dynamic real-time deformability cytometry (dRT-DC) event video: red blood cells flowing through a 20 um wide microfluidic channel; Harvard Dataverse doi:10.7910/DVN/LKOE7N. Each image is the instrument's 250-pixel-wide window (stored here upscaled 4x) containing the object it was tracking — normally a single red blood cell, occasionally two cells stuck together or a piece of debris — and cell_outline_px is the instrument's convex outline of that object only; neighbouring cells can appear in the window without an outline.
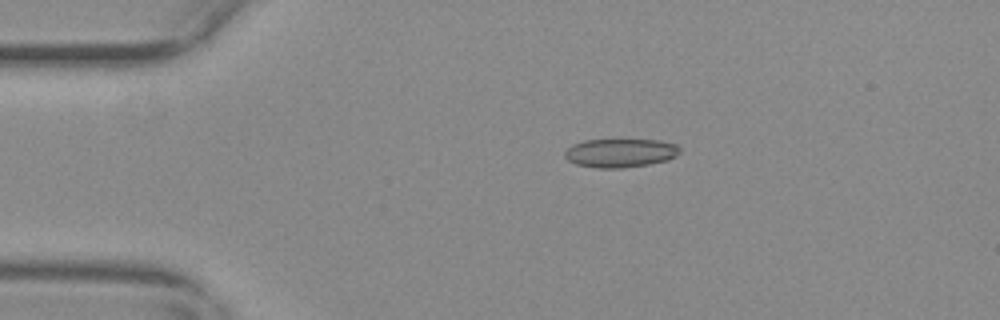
{"species": "common noctule bat (a hibernating species)", "species_latin": "Nyctalus noctula", "temperature_condition": "warm", "stored_images_in_passage": 46, "camera_frame_rate_fps": 3000, "um_per_image_px": 0.085, "animal": {"sex": "female", "body_mass_g": 29.2, "forearm_length_mm": 56.3}, "frame": {"image": 1, "passage_image": 2, "time_ms": 0.333, "image_size_px": [1000, 320], "cell_outline_px": [[680, 152], [676, 156], [668, 160], [648, 164], [624, 168], [596, 168], [576, 164], [568, 160], [564, 156], [564, 152], [572, 144], [584, 140], [660, 140], [676, 144], [680, 148]], "centroid_in_image_um": [52.73, 13.0], "position_along_channel_um": 32.3, "area_um2": 19.31}}
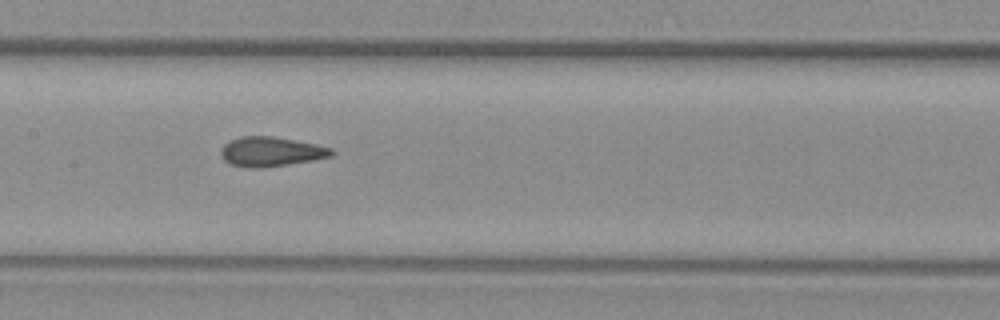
{"frame": {"image": 2, "passage_image": 18, "time_ms": 5.667, "image_size_px": [1000, 320], "cell_outline_px": [[336, 152], [332, 156], [312, 160], [256, 168], [244, 168], [232, 164], [224, 160], [220, 156], [220, 148], [228, 140], [240, 136], [272, 136], [316, 144], [332, 148]], "centroid_in_image_um": [22.99, 12.88], "position_along_channel_um": 184.4, "area_um2": 19.07}}
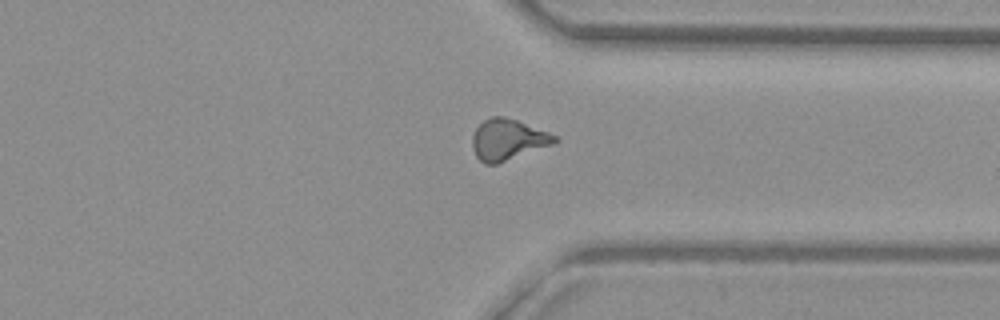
{"frame": {"image": 3, "passage_image": 33, "time_ms": 10.667, "image_size_px": [1000, 320], "cell_outline_px": [[560, 140], [552, 144], [496, 164], [484, 164], [476, 156], [472, 148], [472, 136], [476, 128], [484, 120], [492, 116], [504, 116], [516, 120], [548, 132], [556, 136]], "centroid_in_image_um": [43.13, 11.86], "position_along_channel_um": 368.3, "area_um2": 19.42}, "authors_computed_cell_mechanics": {"area_um2": 18.9873, "velocity_mm_per_s": 3.7093, "shape_relaxation_time_tau1_ms": null, "shape_relaxation_time_tau2_ms": 1.8564, "deformation_change_tau1": null, "deformation_change_tau2": 0.0957}}